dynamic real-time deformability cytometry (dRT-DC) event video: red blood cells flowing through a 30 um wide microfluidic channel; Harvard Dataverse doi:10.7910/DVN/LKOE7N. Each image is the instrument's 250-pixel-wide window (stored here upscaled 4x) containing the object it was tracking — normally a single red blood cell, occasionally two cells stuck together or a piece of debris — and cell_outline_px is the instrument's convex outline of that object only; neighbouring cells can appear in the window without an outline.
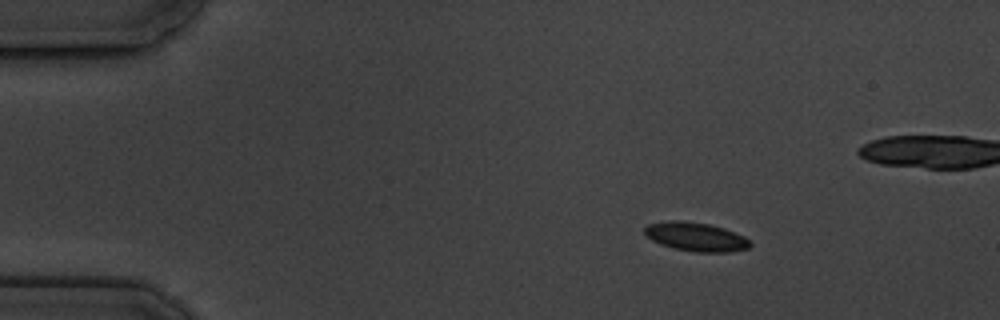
{"species": "common noctule bat (a hibernating species)", "species_latin": "Nyctalus noctula", "temperature_condition": "cold", "stored_images_in_passage": 10, "camera_frame_rate_fps": 3000, "um_per_image_px": 0.085, "animal": {"sex": "male", "body_mass_g": 19.5, "forearm_length_mm": 54.6}, "frame": {"image": 1, "passage_image": 1, "time_ms": 0.0, "image_size_px": [1000, 320], "cell_outline_px": [[752, 244], [748, 248], [728, 252], [696, 252], [672, 248], [660, 244], [652, 240], [644, 232], [644, 228], [648, 224], [664, 220], [680, 220], [708, 224], [724, 228], [744, 236], [752, 240]], "centroid_in_image_um": [59.15, 20.12], "position_along_channel_um": 25.9, "area_um2": 17.86}}
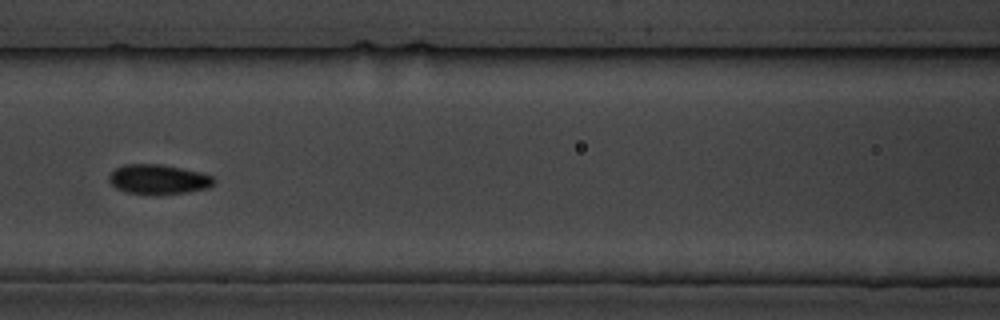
{"frame": {"image": 2, "passage_image": 6, "time_ms": 5.667, "image_size_px": [1000, 320], "cell_outline_px": [[216, 180], [208, 188], [188, 192], [128, 192], [116, 188], [108, 180], [108, 176], [116, 168], [124, 164], [160, 164], [200, 172], [212, 176]], "centroid_in_image_um": [13.46, 15.2], "position_along_channel_um": 153.1, "area_um2": 17.46}}
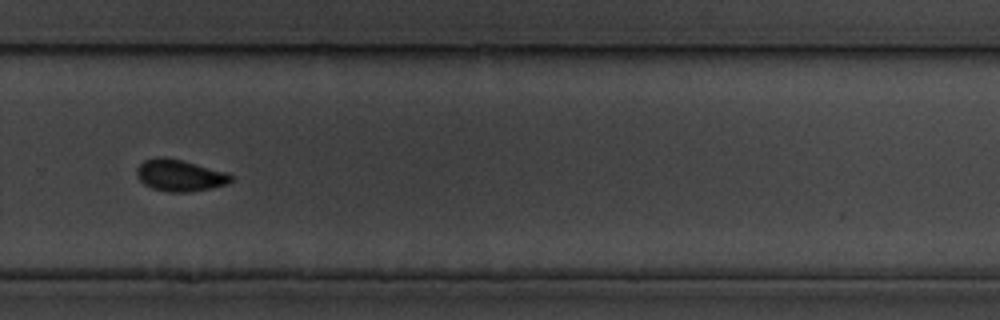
{"frame": {"image": 3, "passage_image": 10, "time_ms": 10.333, "image_size_px": [1000, 320], "cell_outline_px": [[232, 180], [228, 184], [212, 188], [188, 192], [168, 192], [152, 188], [144, 184], [136, 176], [136, 168], [144, 160], [156, 156], [164, 156], [184, 160], [228, 172], [232, 176]], "centroid_in_image_um": [15.28, 14.89], "position_along_channel_um": 314.5, "area_um2": 17.74}}